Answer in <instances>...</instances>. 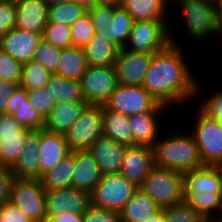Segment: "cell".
<instances>
[{
  "label": "cell",
  "instance_id": "obj_37",
  "mask_svg": "<svg viewBox=\"0 0 222 222\" xmlns=\"http://www.w3.org/2000/svg\"><path fill=\"white\" fill-rule=\"evenodd\" d=\"M113 18V45L121 50L128 42L134 21L128 11L121 5L115 9Z\"/></svg>",
  "mask_w": 222,
  "mask_h": 222
},
{
  "label": "cell",
  "instance_id": "obj_52",
  "mask_svg": "<svg viewBox=\"0 0 222 222\" xmlns=\"http://www.w3.org/2000/svg\"><path fill=\"white\" fill-rule=\"evenodd\" d=\"M88 4H114L121 5V0H86Z\"/></svg>",
  "mask_w": 222,
  "mask_h": 222
},
{
  "label": "cell",
  "instance_id": "obj_39",
  "mask_svg": "<svg viewBox=\"0 0 222 222\" xmlns=\"http://www.w3.org/2000/svg\"><path fill=\"white\" fill-rule=\"evenodd\" d=\"M42 38L61 49L73 46L71 28L66 24L47 23Z\"/></svg>",
  "mask_w": 222,
  "mask_h": 222
},
{
  "label": "cell",
  "instance_id": "obj_25",
  "mask_svg": "<svg viewBox=\"0 0 222 222\" xmlns=\"http://www.w3.org/2000/svg\"><path fill=\"white\" fill-rule=\"evenodd\" d=\"M183 202L208 222L218 221L222 214V193L184 190Z\"/></svg>",
  "mask_w": 222,
  "mask_h": 222
},
{
  "label": "cell",
  "instance_id": "obj_34",
  "mask_svg": "<svg viewBox=\"0 0 222 222\" xmlns=\"http://www.w3.org/2000/svg\"><path fill=\"white\" fill-rule=\"evenodd\" d=\"M87 8L86 0H72L64 4L48 6V23L71 26L87 13Z\"/></svg>",
  "mask_w": 222,
  "mask_h": 222
},
{
  "label": "cell",
  "instance_id": "obj_46",
  "mask_svg": "<svg viewBox=\"0 0 222 222\" xmlns=\"http://www.w3.org/2000/svg\"><path fill=\"white\" fill-rule=\"evenodd\" d=\"M83 222H122L118 212L89 206L83 214Z\"/></svg>",
  "mask_w": 222,
  "mask_h": 222
},
{
  "label": "cell",
  "instance_id": "obj_28",
  "mask_svg": "<svg viewBox=\"0 0 222 222\" xmlns=\"http://www.w3.org/2000/svg\"><path fill=\"white\" fill-rule=\"evenodd\" d=\"M103 136L125 146H133L128 116L102 106Z\"/></svg>",
  "mask_w": 222,
  "mask_h": 222
},
{
  "label": "cell",
  "instance_id": "obj_29",
  "mask_svg": "<svg viewBox=\"0 0 222 222\" xmlns=\"http://www.w3.org/2000/svg\"><path fill=\"white\" fill-rule=\"evenodd\" d=\"M87 66L114 67L119 49L100 35L94 34L83 48Z\"/></svg>",
  "mask_w": 222,
  "mask_h": 222
},
{
  "label": "cell",
  "instance_id": "obj_53",
  "mask_svg": "<svg viewBox=\"0 0 222 222\" xmlns=\"http://www.w3.org/2000/svg\"><path fill=\"white\" fill-rule=\"evenodd\" d=\"M164 219H165V216H164V208H163L146 222H164Z\"/></svg>",
  "mask_w": 222,
  "mask_h": 222
},
{
  "label": "cell",
  "instance_id": "obj_12",
  "mask_svg": "<svg viewBox=\"0 0 222 222\" xmlns=\"http://www.w3.org/2000/svg\"><path fill=\"white\" fill-rule=\"evenodd\" d=\"M154 53H141L121 49L114 62L120 85L143 86Z\"/></svg>",
  "mask_w": 222,
  "mask_h": 222
},
{
  "label": "cell",
  "instance_id": "obj_57",
  "mask_svg": "<svg viewBox=\"0 0 222 222\" xmlns=\"http://www.w3.org/2000/svg\"><path fill=\"white\" fill-rule=\"evenodd\" d=\"M217 167H218V169L220 170L221 175H222V163H220Z\"/></svg>",
  "mask_w": 222,
  "mask_h": 222
},
{
  "label": "cell",
  "instance_id": "obj_59",
  "mask_svg": "<svg viewBox=\"0 0 222 222\" xmlns=\"http://www.w3.org/2000/svg\"><path fill=\"white\" fill-rule=\"evenodd\" d=\"M217 222H222V214L220 216V219Z\"/></svg>",
  "mask_w": 222,
  "mask_h": 222
},
{
  "label": "cell",
  "instance_id": "obj_40",
  "mask_svg": "<svg viewBox=\"0 0 222 222\" xmlns=\"http://www.w3.org/2000/svg\"><path fill=\"white\" fill-rule=\"evenodd\" d=\"M164 216V222H208L184 202L164 208Z\"/></svg>",
  "mask_w": 222,
  "mask_h": 222
},
{
  "label": "cell",
  "instance_id": "obj_9",
  "mask_svg": "<svg viewBox=\"0 0 222 222\" xmlns=\"http://www.w3.org/2000/svg\"><path fill=\"white\" fill-rule=\"evenodd\" d=\"M10 202L34 222H46L45 189L39 179H14Z\"/></svg>",
  "mask_w": 222,
  "mask_h": 222
},
{
  "label": "cell",
  "instance_id": "obj_10",
  "mask_svg": "<svg viewBox=\"0 0 222 222\" xmlns=\"http://www.w3.org/2000/svg\"><path fill=\"white\" fill-rule=\"evenodd\" d=\"M103 136L102 106L88 104L65 134L71 151L88 150Z\"/></svg>",
  "mask_w": 222,
  "mask_h": 222
},
{
  "label": "cell",
  "instance_id": "obj_32",
  "mask_svg": "<svg viewBox=\"0 0 222 222\" xmlns=\"http://www.w3.org/2000/svg\"><path fill=\"white\" fill-rule=\"evenodd\" d=\"M46 88L55 102H86L80 80L66 79L57 74H52Z\"/></svg>",
  "mask_w": 222,
  "mask_h": 222
},
{
  "label": "cell",
  "instance_id": "obj_2",
  "mask_svg": "<svg viewBox=\"0 0 222 222\" xmlns=\"http://www.w3.org/2000/svg\"><path fill=\"white\" fill-rule=\"evenodd\" d=\"M186 131L159 136L152 146L155 166L183 173L204 166L194 137Z\"/></svg>",
  "mask_w": 222,
  "mask_h": 222
},
{
  "label": "cell",
  "instance_id": "obj_23",
  "mask_svg": "<svg viewBox=\"0 0 222 222\" xmlns=\"http://www.w3.org/2000/svg\"><path fill=\"white\" fill-rule=\"evenodd\" d=\"M8 114L26 128L31 130L44 129L45 120L30 103L28 92L21 86H18L10 97Z\"/></svg>",
  "mask_w": 222,
  "mask_h": 222
},
{
  "label": "cell",
  "instance_id": "obj_5",
  "mask_svg": "<svg viewBox=\"0 0 222 222\" xmlns=\"http://www.w3.org/2000/svg\"><path fill=\"white\" fill-rule=\"evenodd\" d=\"M193 128L189 130L199 149L204 166L222 163V123L209 117L199 107L195 110Z\"/></svg>",
  "mask_w": 222,
  "mask_h": 222
},
{
  "label": "cell",
  "instance_id": "obj_48",
  "mask_svg": "<svg viewBox=\"0 0 222 222\" xmlns=\"http://www.w3.org/2000/svg\"><path fill=\"white\" fill-rule=\"evenodd\" d=\"M18 86L16 83L0 80V114H8L10 97Z\"/></svg>",
  "mask_w": 222,
  "mask_h": 222
},
{
  "label": "cell",
  "instance_id": "obj_44",
  "mask_svg": "<svg viewBox=\"0 0 222 222\" xmlns=\"http://www.w3.org/2000/svg\"><path fill=\"white\" fill-rule=\"evenodd\" d=\"M216 92H213L211 95L207 96L203 102L198 105L204 113L213 119H217L222 123V87Z\"/></svg>",
  "mask_w": 222,
  "mask_h": 222
},
{
  "label": "cell",
  "instance_id": "obj_18",
  "mask_svg": "<svg viewBox=\"0 0 222 222\" xmlns=\"http://www.w3.org/2000/svg\"><path fill=\"white\" fill-rule=\"evenodd\" d=\"M16 6V28L43 34L48 23V4L44 0H23Z\"/></svg>",
  "mask_w": 222,
  "mask_h": 222
},
{
  "label": "cell",
  "instance_id": "obj_47",
  "mask_svg": "<svg viewBox=\"0 0 222 222\" xmlns=\"http://www.w3.org/2000/svg\"><path fill=\"white\" fill-rule=\"evenodd\" d=\"M14 179L11 168L0 166V206L10 202Z\"/></svg>",
  "mask_w": 222,
  "mask_h": 222
},
{
  "label": "cell",
  "instance_id": "obj_27",
  "mask_svg": "<svg viewBox=\"0 0 222 222\" xmlns=\"http://www.w3.org/2000/svg\"><path fill=\"white\" fill-rule=\"evenodd\" d=\"M161 208L140 188L119 211L122 222H146Z\"/></svg>",
  "mask_w": 222,
  "mask_h": 222
},
{
  "label": "cell",
  "instance_id": "obj_8",
  "mask_svg": "<svg viewBox=\"0 0 222 222\" xmlns=\"http://www.w3.org/2000/svg\"><path fill=\"white\" fill-rule=\"evenodd\" d=\"M105 106L114 112L127 116L144 112H168L169 110L159 104L143 86L120 84L117 85Z\"/></svg>",
  "mask_w": 222,
  "mask_h": 222
},
{
  "label": "cell",
  "instance_id": "obj_41",
  "mask_svg": "<svg viewBox=\"0 0 222 222\" xmlns=\"http://www.w3.org/2000/svg\"><path fill=\"white\" fill-rule=\"evenodd\" d=\"M70 28L72 45L76 47L84 48L95 34L94 26L88 12L74 22Z\"/></svg>",
  "mask_w": 222,
  "mask_h": 222
},
{
  "label": "cell",
  "instance_id": "obj_38",
  "mask_svg": "<svg viewBox=\"0 0 222 222\" xmlns=\"http://www.w3.org/2000/svg\"><path fill=\"white\" fill-rule=\"evenodd\" d=\"M61 51V48L52 45L42 38L36 48L33 60L39 62L52 74H55L57 72Z\"/></svg>",
  "mask_w": 222,
  "mask_h": 222
},
{
  "label": "cell",
  "instance_id": "obj_16",
  "mask_svg": "<svg viewBox=\"0 0 222 222\" xmlns=\"http://www.w3.org/2000/svg\"><path fill=\"white\" fill-rule=\"evenodd\" d=\"M23 143L19 158L11 167L13 176L17 179H40L41 169L38 153L40 130H31Z\"/></svg>",
  "mask_w": 222,
  "mask_h": 222
},
{
  "label": "cell",
  "instance_id": "obj_33",
  "mask_svg": "<svg viewBox=\"0 0 222 222\" xmlns=\"http://www.w3.org/2000/svg\"><path fill=\"white\" fill-rule=\"evenodd\" d=\"M119 5L88 4L87 12L90 15L96 35H100L113 44V17Z\"/></svg>",
  "mask_w": 222,
  "mask_h": 222
},
{
  "label": "cell",
  "instance_id": "obj_42",
  "mask_svg": "<svg viewBox=\"0 0 222 222\" xmlns=\"http://www.w3.org/2000/svg\"><path fill=\"white\" fill-rule=\"evenodd\" d=\"M22 63L0 49V80L19 85L22 74Z\"/></svg>",
  "mask_w": 222,
  "mask_h": 222
},
{
  "label": "cell",
  "instance_id": "obj_3",
  "mask_svg": "<svg viewBox=\"0 0 222 222\" xmlns=\"http://www.w3.org/2000/svg\"><path fill=\"white\" fill-rule=\"evenodd\" d=\"M177 6H181L187 36L196 42H205L211 36L218 38L222 36V29L219 23L214 0H172ZM183 11V12H182ZM204 39V41H203ZM201 40V41H200ZM203 41V42H202Z\"/></svg>",
  "mask_w": 222,
  "mask_h": 222
},
{
  "label": "cell",
  "instance_id": "obj_54",
  "mask_svg": "<svg viewBox=\"0 0 222 222\" xmlns=\"http://www.w3.org/2000/svg\"><path fill=\"white\" fill-rule=\"evenodd\" d=\"M214 3L218 14L219 23L222 29V0H214Z\"/></svg>",
  "mask_w": 222,
  "mask_h": 222
},
{
  "label": "cell",
  "instance_id": "obj_7",
  "mask_svg": "<svg viewBox=\"0 0 222 222\" xmlns=\"http://www.w3.org/2000/svg\"><path fill=\"white\" fill-rule=\"evenodd\" d=\"M171 24L168 20L134 22L124 49L141 53H156L165 49L171 43Z\"/></svg>",
  "mask_w": 222,
  "mask_h": 222
},
{
  "label": "cell",
  "instance_id": "obj_43",
  "mask_svg": "<svg viewBox=\"0 0 222 222\" xmlns=\"http://www.w3.org/2000/svg\"><path fill=\"white\" fill-rule=\"evenodd\" d=\"M27 92L30 103L45 120L56 103L54 98L50 92H48L46 87Z\"/></svg>",
  "mask_w": 222,
  "mask_h": 222
},
{
  "label": "cell",
  "instance_id": "obj_11",
  "mask_svg": "<svg viewBox=\"0 0 222 222\" xmlns=\"http://www.w3.org/2000/svg\"><path fill=\"white\" fill-rule=\"evenodd\" d=\"M85 101L90 105H105L118 82L114 67H90L80 78Z\"/></svg>",
  "mask_w": 222,
  "mask_h": 222
},
{
  "label": "cell",
  "instance_id": "obj_49",
  "mask_svg": "<svg viewBox=\"0 0 222 222\" xmlns=\"http://www.w3.org/2000/svg\"><path fill=\"white\" fill-rule=\"evenodd\" d=\"M0 210L5 214V222H34L29 217L25 216L11 202L0 206Z\"/></svg>",
  "mask_w": 222,
  "mask_h": 222
},
{
  "label": "cell",
  "instance_id": "obj_22",
  "mask_svg": "<svg viewBox=\"0 0 222 222\" xmlns=\"http://www.w3.org/2000/svg\"><path fill=\"white\" fill-rule=\"evenodd\" d=\"M87 105V102H56L45 119L44 129L52 133L65 135Z\"/></svg>",
  "mask_w": 222,
  "mask_h": 222
},
{
  "label": "cell",
  "instance_id": "obj_4",
  "mask_svg": "<svg viewBox=\"0 0 222 222\" xmlns=\"http://www.w3.org/2000/svg\"><path fill=\"white\" fill-rule=\"evenodd\" d=\"M161 209L184 199L183 172L154 166L139 187Z\"/></svg>",
  "mask_w": 222,
  "mask_h": 222
},
{
  "label": "cell",
  "instance_id": "obj_36",
  "mask_svg": "<svg viewBox=\"0 0 222 222\" xmlns=\"http://www.w3.org/2000/svg\"><path fill=\"white\" fill-rule=\"evenodd\" d=\"M52 73L39 62L31 60L23 63L19 86L26 91L46 87Z\"/></svg>",
  "mask_w": 222,
  "mask_h": 222
},
{
  "label": "cell",
  "instance_id": "obj_35",
  "mask_svg": "<svg viewBox=\"0 0 222 222\" xmlns=\"http://www.w3.org/2000/svg\"><path fill=\"white\" fill-rule=\"evenodd\" d=\"M31 129L23 127L20 131L0 134V166L11 168L18 160L23 142Z\"/></svg>",
  "mask_w": 222,
  "mask_h": 222
},
{
  "label": "cell",
  "instance_id": "obj_56",
  "mask_svg": "<svg viewBox=\"0 0 222 222\" xmlns=\"http://www.w3.org/2000/svg\"><path fill=\"white\" fill-rule=\"evenodd\" d=\"M0 222H5V214L0 210Z\"/></svg>",
  "mask_w": 222,
  "mask_h": 222
},
{
  "label": "cell",
  "instance_id": "obj_17",
  "mask_svg": "<svg viewBox=\"0 0 222 222\" xmlns=\"http://www.w3.org/2000/svg\"><path fill=\"white\" fill-rule=\"evenodd\" d=\"M126 147L102 136L95 141L88 151L94 157L100 172L104 175L120 172Z\"/></svg>",
  "mask_w": 222,
  "mask_h": 222
},
{
  "label": "cell",
  "instance_id": "obj_30",
  "mask_svg": "<svg viewBox=\"0 0 222 222\" xmlns=\"http://www.w3.org/2000/svg\"><path fill=\"white\" fill-rule=\"evenodd\" d=\"M74 169V151H71V153L61 159L57 166L41 175L39 180L42 187L45 190L72 187V175Z\"/></svg>",
  "mask_w": 222,
  "mask_h": 222
},
{
  "label": "cell",
  "instance_id": "obj_26",
  "mask_svg": "<svg viewBox=\"0 0 222 222\" xmlns=\"http://www.w3.org/2000/svg\"><path fill=\"white\" fill-rule=\"evenodd\" d=\"M171 0H121L123 6L134 22L146 20H168ZM168 17V18H167Z\"/></svg>",
  "mask_w": 222,
  "mask_h": 222
},
{
  "label": "cell",
  "instance_id": "obj_6",
  "mask_svg": "<svg viewBox=\"0 0 222 222\" xmlns=\"http://www.w3.org/2000/svg\"><path fill=\"white\" fill-rule=\"evenodd\" d=\"M138 188L121 173L104 174L90 194V205L119 213Z\"/></svg>",
  "mask_w": 222,
  "mask_h": 222
},
{
  "label": "cell",
  "instance_id": "obj_55",
  "mask_svg": "<svg viewBox=\"0 0 222 222\" xmlns=\"http://www.w3.org/2000/svg\"><path fill=\"white\" fill-rule=\"evenodd\" d=\"M48 6H52V5H60V4H64L66 2H70L72 0H44Z\"/></svg>",
  "mask_w": 222,
  "mask_h": 222
},
{
  "label": "cell",
  "instance_id": "obj_31",
  "mask_svg": "<svg viewBox=\"0 0 222 222\" xmlns=\"http://www.w3.org/2000/svg\"><path fill=\"white\" fill-rule=\"evenodd\" d=\"M87 68L83 48L72 46L64 48L55 74L66 79L80 80Z\"/></svg>",
  "mask_w": 222,
  "mask_h": 222
},
{
  "label": "cell",
  "instance_id": "obj_51",
  "mask_svg": "<svg viewBox=\"0 0 222 222\" xmlns=\"http://www.w3.org/2000/svg\"><path fill=\"white\" fill-rule=\"evenodd\" d=\"M46 222H83V214L64 211L55 216H47Z\"/></svg>",
  "mask_w": 222,
  "mask_h": 222
},
{
  "label": "cell",
  "instance_id": "obj_58",
  "mask_svg": "<svg viewBox=\"0 0 222 222\" xmlns=\"http://www.w3.org/2000/svg\"><path fill=\"white\" fill-rule=\"evenodd\" d=\"M8 1H11L12 3H18V2H20V1H23V0H8Z\"/></svg>",
  "mask_w": 222,
  "mask_h": 222
},
{
  "label": "cell",
  "instance_id": "obj_15",
  "mask_svg": "<svg viewBox=\"0 0 222 222\" xmlns=\"http://www.w3.org/2000/svg\"><path fill=\"white\" fill-rule=\"evenodd\" d=\"M41 39V33L24 31L14 27L0 37V49L23 64L33 60Z\"/></svg>",
  "mask_w": 222,
  "mask_h": 222
},
{
  "label": "cell",
  "instance_id": "obj_24",
  "mask_svg": "<svg viewBox=\"0 0 222 222\" xmlns=\"http://www.w3.org/2000/svg\"><path fill=\"white\" fill-rule=\"evenodd\" d=\"M184 190L222 193V175L217 166H203L183 173Z\"/></svg>",
  "mask_w": 222,
  "mask_h": 222
},
{
  "label": "cell",
  "instance_id": "obj_21",
  "mask_svg": "<svg viewBox=\"0 0 222 222\" xmlns=\"http://www.w3.org/2000/svg\"><path fill=\"white\" fill-rule=\"evenodd\" d=\"M166 112H144L128 116L129 126L133 134L134 145L153 146L159 139L161 125L160 115ZM159 117V118H158Z\"/></svg>",
  "mask_w": 222,
  "mask_h": 222
},
{
  "label": "cell",
  "instance_id": "obj_1",
  "mask_svg": "<svg viewBox=\"0 0 222 222\" xmlns=\"http://www.w3.org/2000/svg\"><path fill=\"white\" fill-rule=\"evenodd\" d=\"M174 35L177 34H173L170 29L171 43L154 53L143 82V87L168 109L173 105L181 107L185 101L196 99L203 89L197 76L193 75L190 63L185 59V51L178 42L180 39Z\"/></svg>",
  "mask_w": 222,
  "mask_h": 222
},
{
  "label": "cell",
  "instance_id": "obj_50",
  "mask_svg": "<svg viewBox=\"0 0 222 222\" xmlns=\"http://www.w3.org/2000/svg\"><path fill=\"white\" fill-rule=\"evenodd\" d=\"M23 127L12 115L0 114V134L14 133Z\"/></svg>",
  "mask_w": 222,
  "mask_h": 222
},
{
  "label": "cell",
  "instance_id": "obj_45",
  "mask_svg": "<svg viewBox=\"0 0 222 222\" xmlns=\"http://www.w3.org/2000/svg\"><path fill=\"white\" fill-rule=\"evenodd\" d=\"M16 25V6L8 0L0 1V37Z\"/></svg>",
  "mask_w": 222,
  "mask_h": 222
},
{
  "label": "cell",
  "instance_id": "obj_19",
  "mask_svg": "<svg viewBox=\"0 0 222 222\" xmlns=\"http://www.w3.org/2000/svg\"><path fill=\"white\" fill-rule=\"evenodd\" d=\"M39 164L41 175L53 169L66 157L71 150L66 142L65 135L49 132L45 129L40 130L39 144Z\"/></svg>",
  "mask_w": 222,
  "mask_h": 222
},
{
  "label": "cell",
  "instance_id": "obj_20",
  "mask_svg": "<svg viewBox=\"0 0 222 222\" xmlns=\"http://www.w3.org/2000/svg\"><path fill=\"white\" fill-rule=\"evenodd\" d=\"M74 160L72 187L90 195L102 176L98 164L88 150H74Z\"/></svg>",
  "mask_w": 222,
  "mask_h": 222
},
{
  "label": "cell",
  "instance_id": "obj_14",
  "mask_svg": "<svg viewBox=\"0 0 222 222\" xmlns=\"http://www.w3.org/2000/svg\"><path fill=\"white\" fill-rule=\"evenodd\" d=\"M47 216H55L64 211L84 214L90 206V195L74 187L45 190Z\"/></svg>",
  "mask_w": 222,
  "mask_h": 222
},
{
  "label": "cell",
  "instance_id": "obj_13",
  "mask_svg": "<svg viewBox=\"0 0 222 222\" xmlns=\"http://www.w3.org/2000/svg\"><path fill=\"white\" fill-rule=\"evenodd\" d=\"M154 166L153 149L151 146H127L119 173L137 187H140Z\"/></svg>",
  "mask_w": 222,
  "mask_h": 222
}]
</instances>
